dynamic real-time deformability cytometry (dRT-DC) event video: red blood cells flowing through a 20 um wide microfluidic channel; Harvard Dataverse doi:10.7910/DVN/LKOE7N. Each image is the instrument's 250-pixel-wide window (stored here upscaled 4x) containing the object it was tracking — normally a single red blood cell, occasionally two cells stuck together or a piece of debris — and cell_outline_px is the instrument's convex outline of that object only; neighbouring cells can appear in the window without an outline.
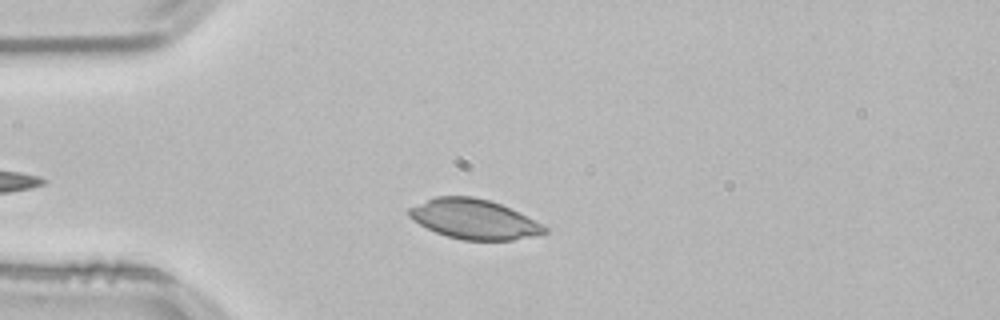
{"species": "common noctule bat (a hibernating species)", "species_latin": "Nyctalus noctula", "temperature_condition": "room temperature", "stored_images_in_passage": 44, "camera_frame_rate_fps": 3000, "um_per_image_px": 0.085, "animal": {"sex": "male", "body_mass_g": 21.5, "forearm_length_mm": 52.0}, "frame": {"image": 1, "passage_image": 9, "time_ms": 2.667, "image_size_px": [1000, 320], "cell_outline_px": [[548, 232], [536, 236], [512, 240], [460, 240], [436, 232], [412, 220], [408, 216], [408, 208], [436, 196], [472, 196], [488, 200], [500, 204], [548, 228]], "centroid_in_image_um": [40.25, 18.64], "position_along_channel_um": 44.7, "area_um2": 30.98}}
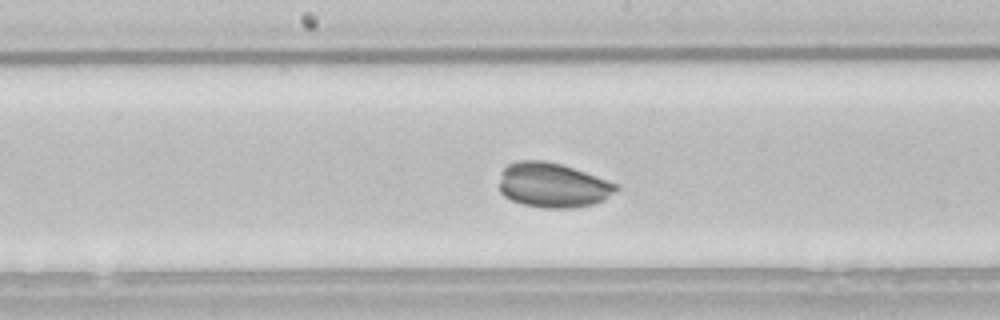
{"frame": {"image": 2, "passage_image": 23, "time_ms": 7.333, "image_size_px": [1000, 320], "cell_outline_px": [[620, 188], [604, 200], [592, 204], [572, 208], [544, 208], [524, 204], [512, 200], [504, 196], [500, 192], [500, 180], [504, 168], [508, 164], [520, 160], [544, 160], [560, 164], [620, 184]], "centroid_in_image_um": [47.01, 15.74], "position_along_channel_um": 201.2, "area_um2": 30.35}}
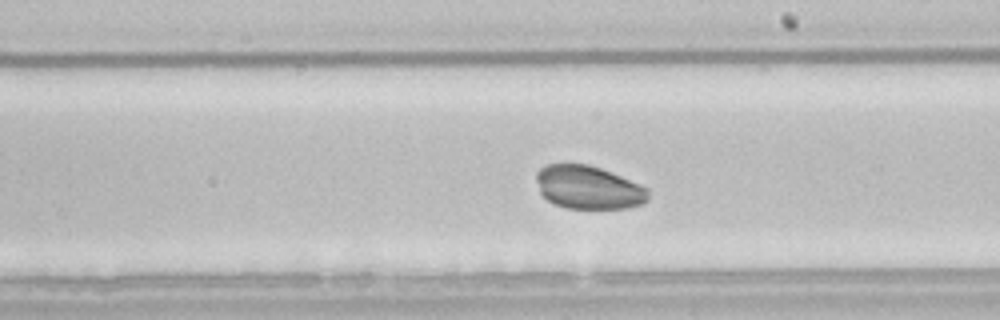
{"frame": {"image": 3, "passage_image": 26, "time_ms": 8.333, "image_size_px": [1000, 320], "cell_outline_px": [[648, 200], [640, 204], [628, 208], [568, 208], [556, 204], [548, 200], [540, 192], [536, 180], [536, 172], [540, 168], [548, 164], [588, 164], [600, 168], [620, 176], [648, 188]], "centroid_in_image_um": [50.0, 15.92], "position_along_channel_um": 239.0, "area_um2": 27.98}}